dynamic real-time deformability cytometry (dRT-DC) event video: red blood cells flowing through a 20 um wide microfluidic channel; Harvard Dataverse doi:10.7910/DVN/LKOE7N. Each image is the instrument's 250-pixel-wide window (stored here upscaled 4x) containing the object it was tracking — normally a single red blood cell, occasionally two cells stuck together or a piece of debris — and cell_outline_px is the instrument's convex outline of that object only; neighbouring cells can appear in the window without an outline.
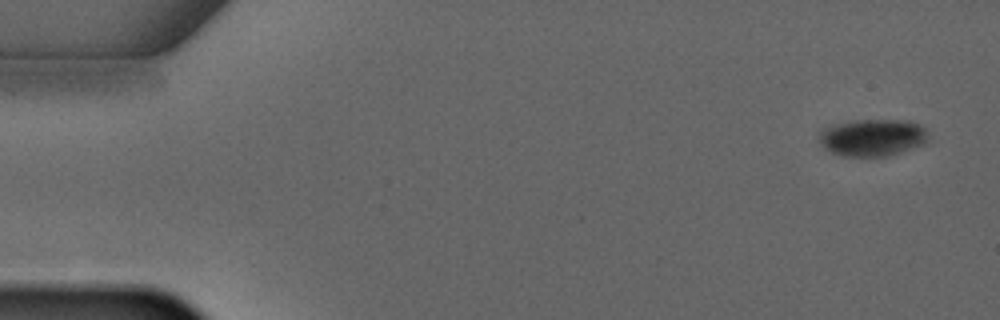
{"species": "common noctule bat (a hibernating species)", "species_latin": "Nyctalus noctula", "temperature_condition": "warm", "stored_images_in_passage": 4, "camera_frame_rate_fps": 3000, "um_per_image_px": 0.085, "animal": {"sex": "male", "forearm_length_mm": 52.5}, "frame": {"image": 1, "passage_image": 1, "time_ms": 0.0, "image_size_px": [1000, 320], "cell_outline_px": [[928, 140], [924, 144], [888, 156], [844, 156], [832, 152], [824, 148], [820, 140], [820, 132], [824, 128], [836, 124], [852, 120], [908, 120], [920, 124], [928, 132]], "centroid_in_image_um": [74.2, 11.68], "position_along_channel_um": 10.8, "area_um2": 23.58}}
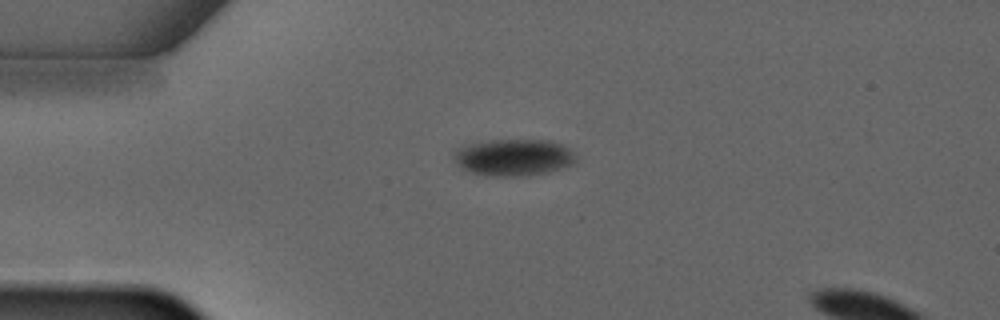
{"frame": {"image": 2, "passage_image": 3, "time_ms": 3.0, "image_size_px": [1000, 320], "cell_outline_px": [[576, 160], [572, 164], [548, 172], [528, 176], [484, 176], [472, 172], [456, 164], [456, 152], [460, 148], [468, 144], [488, 140], [548, 140], [560, 144], [568, 148], [572, 152]], "centroid_in_image_um": [43.67, 13.38], "position_along_channel_um": 41.3, "area_um2": 25.84}}